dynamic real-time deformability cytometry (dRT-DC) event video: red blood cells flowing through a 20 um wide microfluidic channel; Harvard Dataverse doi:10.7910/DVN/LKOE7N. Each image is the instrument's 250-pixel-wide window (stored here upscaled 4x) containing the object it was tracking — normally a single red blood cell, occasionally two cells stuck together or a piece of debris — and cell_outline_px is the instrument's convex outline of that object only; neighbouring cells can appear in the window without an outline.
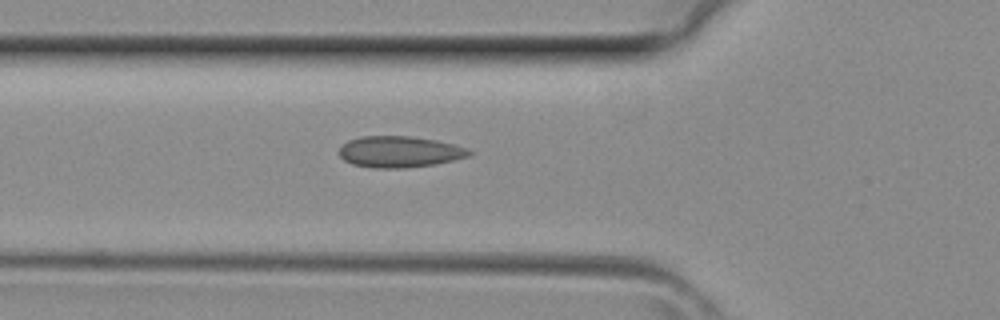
{"species": "common noctule bat (a hibernating species)", "species_latin": "Nyctalus noctula", "temperature_condition": "room temperature", "stored_images_in_passage": 4, "camera_frame_rate_fps": 3000, "um_per_image_px": 0.085, "animal": {"sex": "female", "body_mass_g": 29.2, "forearm_length_mm": 56.3}, "frame": {"image": 1, "passage_image": 4, "time_ms": 1.0, "image_size_px": [1000, 320], "cell_outline_px": [[472, 152], [468, 156], [436, 164], [404, 168], [376, 168], [352, 164], [344, 160], [340, 156], [340, 148], [348, 140], [360, 136], [408, 136], [436, 140], [452, 144], [464, 148]], "centroid_in_image_um": [33.92, 12.9], "position_along_channel_um": 91.9, "area_um2": 23.41}}